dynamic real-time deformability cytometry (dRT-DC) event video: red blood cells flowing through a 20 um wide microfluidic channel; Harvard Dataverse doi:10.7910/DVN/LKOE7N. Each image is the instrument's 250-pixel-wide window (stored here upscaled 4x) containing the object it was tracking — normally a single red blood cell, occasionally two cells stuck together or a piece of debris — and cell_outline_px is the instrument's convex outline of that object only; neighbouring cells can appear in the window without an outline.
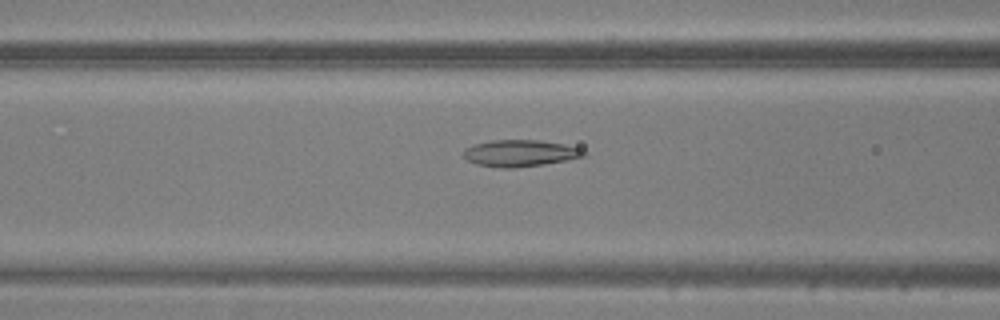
{"species": "common noctule bat (a hibernating species)", "species_latin": "Nyctalus noctula", "temperature_condition": "warm", "stored_images_in_passage": 27, "camera_frame_rate_fps": 3000, "um_per_image_px": 0.085, "animal": {"sex": "male", "body_mass_g": 20.5, "forearm_length_mm": 52.5}, "frame": {"image": 1, "passage_image": 16, "time_ms": 5.0, "image_size_px": [1000, 320], "cell_outline_px": [[588, 156], [544, 164], [512, 168], [500, 168], [476, 164], [468, 160], [464, 156], [464, 148], [476, 144], [492, 140], [540, 140], [564, 144], [580, 148], [588, 152]], "centroid_in_image_um": [44.25, 13.02], "position_along_channel_um": 122.3, "area_um2": 18.73}}
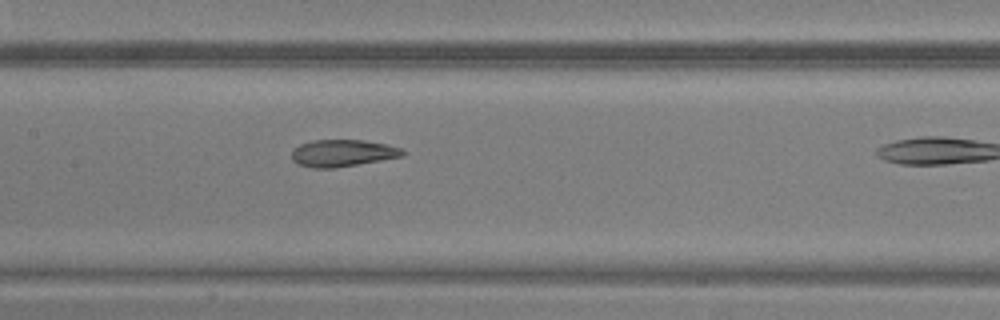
{"frame": {"image": 2, "passage_image": 20, "time_ms": 6.333, "image_size_px": [1000, 320], "cell_outline_px": [[408, 152], [404, 156], [336, 168], [312, 168], [300, 164], [292, 160], [292, 152], [300, 144], [312, 140], [364, 140], [384, 144], [400, 148]], "centroid_in_image_um": [29.14, 13.02], "position_along_channel_um": 178.3, "area_um2": 17.4}}
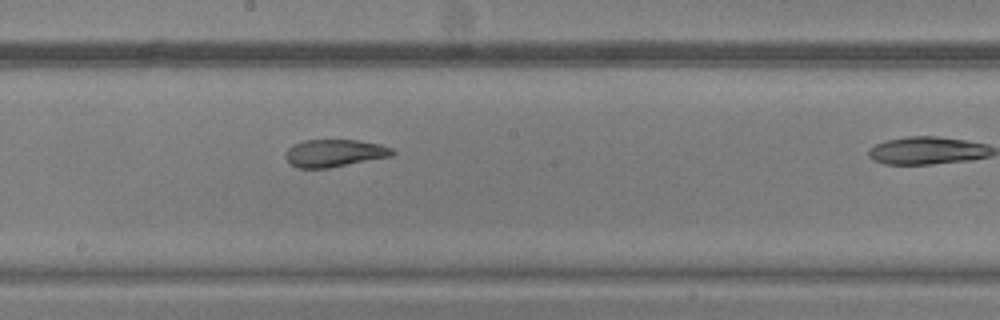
{"frame": {"image": 3, "passage_image": 23, "time_ms": 7.333, "image_size_px": [1000, 320], "cell_outline_px": [[396, 152], [392, 156], [328, 168], [296, 168], [284, 156], [288, 148], [304, 140], [356, 140], [380, 144], [392, 148]], "centroid_in_image_um": [28.45, 13.01], "position_along_channel_um": 219.8, "area_um2": 16.99}}